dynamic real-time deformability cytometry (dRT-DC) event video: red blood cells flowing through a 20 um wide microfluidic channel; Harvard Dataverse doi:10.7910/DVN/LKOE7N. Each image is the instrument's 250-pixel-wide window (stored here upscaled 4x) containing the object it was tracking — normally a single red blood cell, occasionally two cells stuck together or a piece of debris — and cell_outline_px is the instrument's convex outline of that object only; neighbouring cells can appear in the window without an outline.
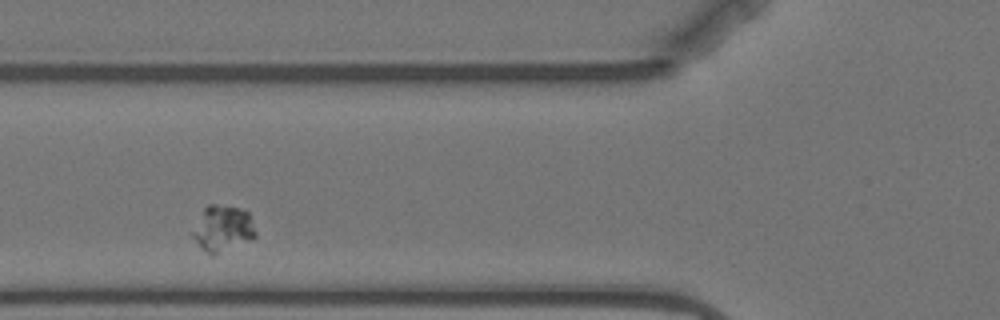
{"species": "Egyptian fruit bat (a non-hibernating species)", "species_latin": "Rousettus aegyptiacus", "temperature_condition": "warm", "stored_images_in_passage": 3, "camera_frame_rate_fps": 3000, "um_per_image_px": 0.085, "animal": {"sex": "female"}, "frame": {"image": 1, "passage_image": 2, "time_ms": 2.333, "image_size_px": [1000, 320], "cell_outline_px": [[256, 236], [252, 240], [212, 256], [208, 256], [200, 248], [192, 236], [192, 232], [204, 208], [208, 204], [216, 204], [240, 208], [248, 212], [256, 232]], "centroid_in_image_um": [18.93, 19.45], "position_along_channel_um": 106.9, "area_um2": 16.99}}
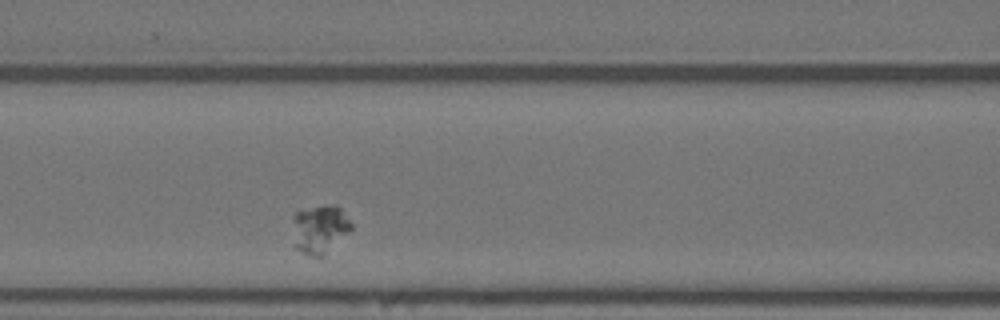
{"frame": {"image": 2, "passage_image": 3, "time_ms": 3.333, "image_size_px": [1000, 320], "cell_outline_px": [[352, 228], [324, 256], [308, 256], [296, 248], [296, 212], [312, 208], [332, 204], [336, 204], [340, 208], [352, 224]], "centroid_in_image_um": [27.25, 19.49], "position_along_channel_um": 139.3, "area_um2": 15.78}}